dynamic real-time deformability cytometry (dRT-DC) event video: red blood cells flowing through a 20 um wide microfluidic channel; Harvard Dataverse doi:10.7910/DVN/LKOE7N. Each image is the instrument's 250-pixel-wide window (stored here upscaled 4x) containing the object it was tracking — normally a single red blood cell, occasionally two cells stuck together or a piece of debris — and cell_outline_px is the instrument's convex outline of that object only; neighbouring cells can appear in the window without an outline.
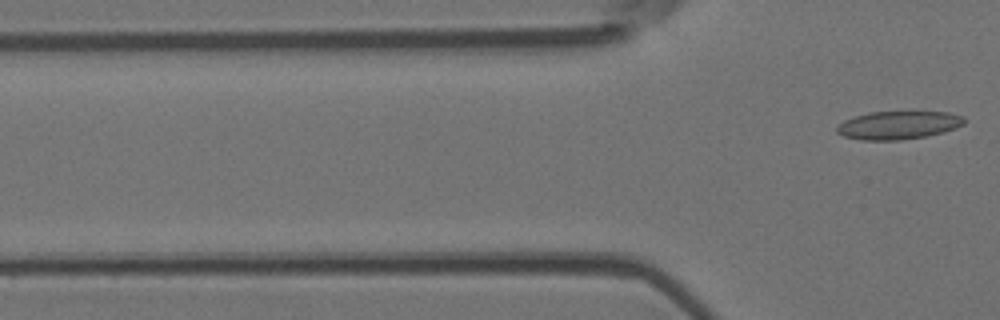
{"species": "Egyptian fruit bat (a non-hibernating species)", "species_latin": "Rousettus aegyptiacus", "temperature_condition": "room temperature", "stored_images_in_passage": 6, "segment_of_instrument_passage": [2, 2], "camera_frame_rate_fps": 3000, "um_per_image_px": 0.085, "animal": {"sex": "female"}, "frame": {"image": 1, "passage_image": 6, "time_ms": 6.0, "image_size_px": [1000, 320], "cell_outline_px": [[964, 124], [956, 128], [944, 132], [928, 136], [900, 140], [860, 140], [844, 136], [836, 132], [836, 128], [844, 120], [856, 116], [872, 112], [912, 108], [948, 112], [964, 116]], "centroid_in_image_um": [76.43, 10.58], "position_along_channel_um": 49.4, "area_um2": 21.96}}